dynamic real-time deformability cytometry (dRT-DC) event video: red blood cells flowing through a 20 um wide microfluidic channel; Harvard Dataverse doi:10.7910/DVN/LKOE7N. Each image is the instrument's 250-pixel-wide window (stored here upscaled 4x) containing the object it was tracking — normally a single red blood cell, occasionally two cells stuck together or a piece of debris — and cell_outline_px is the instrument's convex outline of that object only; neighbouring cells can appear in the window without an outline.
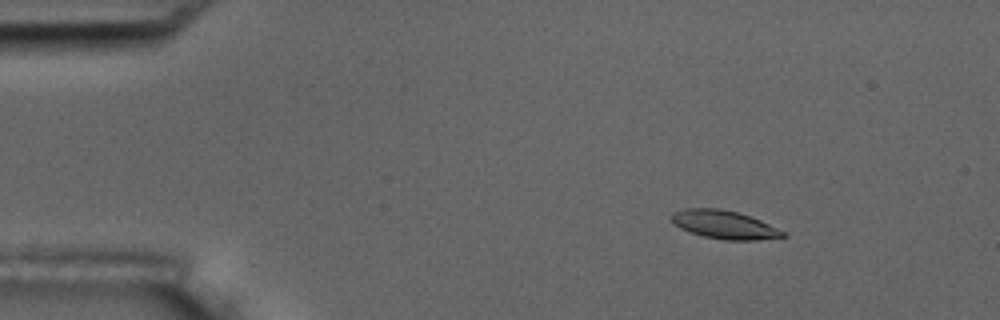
{"species": "common noctule bat (a hibernating species)", "species_latin": "Nyctalus noctula", "temperature_condition": "room temperature", "stored_images_in_passage": 5, "camera_frame_rate_fps": 3000, "um_per_image_px": 0.085, "animal": {"sex": "male", "body_mass_g": 17.5, "forearm_length_mm": 52.3}, "frame": {"image": 1, "passage_image": 3, "time_ms": 2.333, "image_size_px": [1000, 320], "cell_outline_px": [[788, 236], [756, 240], [724, 240], [704, 236], [680, 228], [668, 220], [668, 216], [672, 212], [684, 208], [720, 208], [740, 212], [752, 216], [788, 232]], "centroid_in_image_um": [61.57, 19.08], "position_along_channel_um": 23.4, "area_um2": 18.9}}